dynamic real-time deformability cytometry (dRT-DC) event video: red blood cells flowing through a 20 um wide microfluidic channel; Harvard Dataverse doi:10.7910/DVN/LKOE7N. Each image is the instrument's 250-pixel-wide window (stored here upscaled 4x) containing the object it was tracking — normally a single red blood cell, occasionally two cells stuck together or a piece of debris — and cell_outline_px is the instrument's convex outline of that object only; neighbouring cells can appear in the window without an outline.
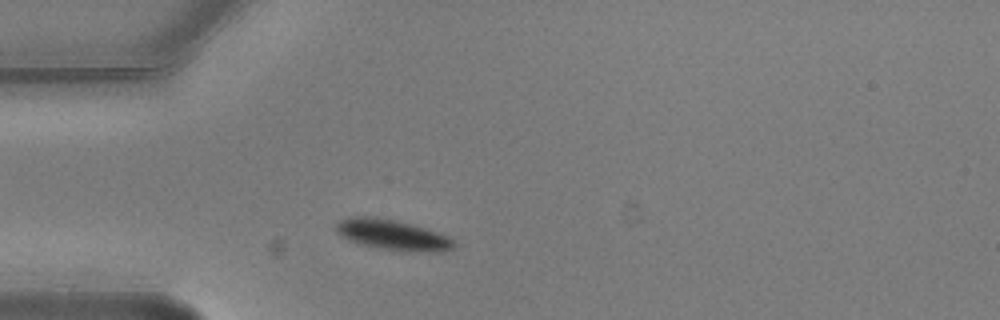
{"species": "common noctule bat (a hibernating species)", "species_latin": "Nyctalus noctula", "temperature_condition": "warm", "stored_images_in_passage": 2, "camera_frame_rate_fps": 3000, "um_per_image_px": 0.085, "animal": {"sex": "male", "body_mass_g": 20.5, "forearm_length_mm": 52.5}, "frame": {"image": 1, "passage_image": 1, "time_ms": 0.0, "image_size_px": [1000, 320], "cell_outline_px": [[456, 244], [452, 248], [440, 252], [420, 252], [376, 248], [360, 244], [348, 240], [340, 236], [336, 232], [336, 224], [340, 220], [356, 216], [368, 216], [392, 220], [424, 228], [444, 236], [452, 240]], "centroid_in_image_um": [33.3, 19.98], "position_along_channel_um": 51.7, "area_um2": 20.4}}